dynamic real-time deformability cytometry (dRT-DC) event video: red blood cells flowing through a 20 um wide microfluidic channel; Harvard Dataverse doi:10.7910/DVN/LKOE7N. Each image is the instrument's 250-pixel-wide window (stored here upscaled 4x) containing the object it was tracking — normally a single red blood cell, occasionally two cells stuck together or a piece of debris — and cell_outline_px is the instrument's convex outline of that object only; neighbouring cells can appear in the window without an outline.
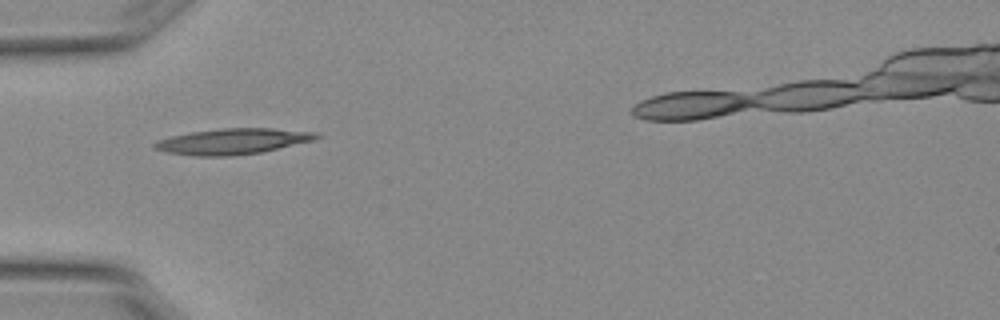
{"species": "Egyptian fruit bat (a non-hibernating species)", "species_latin": "Rousettus aegyptiacus", "temperature_condition": "warm", "stored_images_in_passage": 3, "camera_frame_rate_fps": 3000, "um_per_image_px": 0.085, "animal": {"sex": "female"}, "frame": {"image": 1, "passage_image": 1, "time_ms": 0.0, "image_size_px": [1000, 320], "cell_outline_px": [[324, 136], [316, 140], [260, 152], [228, 156], [192, 156], [164, 152], [152, 148], [152, 144], [156, 140], [172, 136], [192, 132], [220, 128], [272, 128], [320, 132]], "centroid_in_image_um": [19.8, 12.01], "position_along_channel_um": 65.2, "area_um2": 24.62}}
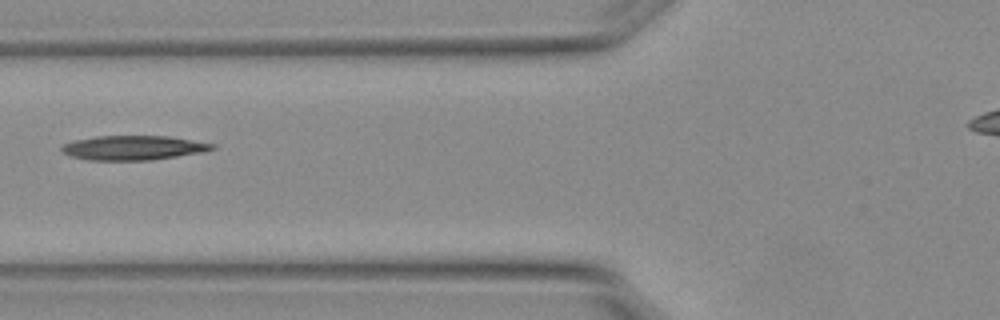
{"frame": {"image": 2, "passage_image": 2, "time_ms": 0.333, "image_size_px": [1000, 320], "cell_outline_px": [[216, 148], [204, 152], [152, 160], [88, 160], [72, 156], [60, 152], [60, 148], [64, 144], [72, 140], [96, 136], [168, 136], [216, 144]], "centroid_in_image_um": [11.32, 12.56], "position_along_channel_um": 114.5, "area_um2": 21.56}}
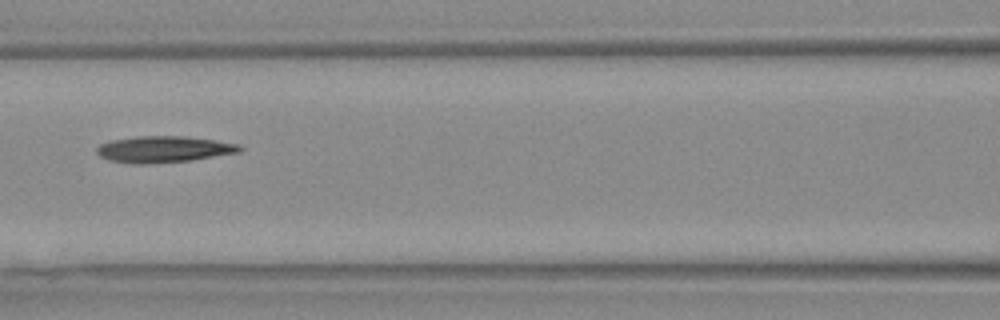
{"frame": {"image": 3, "passage_image": 3, "time_ms": 0.667, "image_size_px": [1000, 320], "cell_outline_px": [[244, 148], [240, 152], [192, 160], [148, 164], [132, 164], [108, 160], [100, 156], [96, 152], [96, 148], [100, 144], [112, 140], [136, 136], [184, 136], [216, 140], [240, 144]], "centroid_in_image_um": [13.93, 12.69], "position_along_channel_um": 152.7, "area_um2": 22.2}}